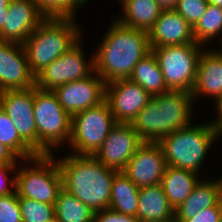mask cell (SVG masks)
Returning <instances> with one entry per match:
<instances>
[{
	"mask_svg": "<svg viewBox=\"0 0 222 222\" xmlns=\"http://www.w3.org/2000/svg\"><path fill=\"white\" fill-rule=\"evenodd\" d=\"M94 55L95 72L109 83L131 76L135 65L151 49L148 32L114 21Z\"/></svg>",
	"mask_w": 222,
	"mask_h": 222,
	"instance_id": "1",
	"label": "cell"
},
{
	"mask_svg": "<svg viewBox=\"0 0 222 222\" xmlns=\"http://www.w3.org/2000/svg\"><path fill=\"white\" fill-rule=\"evenodd\" d=\"M62 188L93 212L109 209L113 177L118 172L91 155L69 154L57 161Z\"/></svg>",
	"mask_w": 222,
	"mask_h": 222,
	"instance_id": "2",
	"label": "cell"
},
{
	"mask_svg": "<svg viewBox=\"0 0 222 222\" xmlns=\"http://www.w3.org/2000/svg\"><path fill=\"white\" fill-rule=\"evenodd\" d=\"M74 21L73 17L46 18L23 43L34 77L79 41L81 29Z\"/></svg>",
	"mask_w": 222,
	"mask_h": 222,
	"instance_id": "3",
	"label": "cell"
},
{
	"mask_svg": "<svg viewBox=\"0 0 222 222\" xmlns=\"http://www.w3.org/2000/svg\"><path fill=\"white\" fill-rule=\"evenodd\" d=\"M217 137H219L218 124L213 120L178 129L165 135L158 143L163 150L167 165L198 173Z\"/></svg>",
	"mask_w": 222,
	"mask_h": 222,
	"instance_id": "4",
	"label": "cell"
},
{
	"mask_svg": "<svg viewBox=\"0 0 222 222\" xmlns=\"http://www.w3.org/2000/svg\"><path fill=\"white\" fill-rule=\"evenodd\" d=\"M35 125L37 128V154L51 155V148L69 141L72 116L60 105L52 90L34 86Z\"/></svg>",
	"mask_w": 222,
	"mask_h": 222,
	"instance_id": "5",
	"label": "cell"
},
{
	"mask_svg": "<svg viewBox=\"0 0 222 222\" xmlns=\"http://www.w3.org/2000/svg\"><path fill=\"white\" fill-rule=\"evenodd\" d=\"M27 161L34 163L22 167L15 174L18 198L33 199L38 202L55 204L62 188V176L57 160L51 155H37Z\"/></svg>",
	"mask_w": 222,
	"mask_h": 222,
	"instance_id": "6",
	"label": "cell"
},
{
	"mask_svg": "<svg viewBox=\"0 0 222 222\" xmlns=\"http://www.w3.org/2000/svg\"><path fill=\"white\" fill-rule=\"evenodd\" d=\"M197 43L150 48L157 58L164 82L170 91L192 92L198 60L202 53Z\"/></svg>",
	"mask_w": 222,
	"mask_h": 222,
	"instance_id": "7",
	"label": "cell"
},
{
	"mask_svg": "<svg viewBox=\"0 0 222 222\" xmlns=\"http://www.w3.org/2000/svg\"><path fill=\"white\" fill-rule=\"evenodd\" d=\"M116 124L106 100L72 116L68 145L75 155L93 156Z\"/></svg>",
	"mask_w": 222,
	"mask_h": 222,
	"instance_id": "8",
	"label": "cell"
},
{
	"mask_svg": "<svg viewBox=\"0 0 222 222\" xmlns=\"http://www.w3.org/2000/svg\"><path fill=\"white\" fill-rule=\"evenodd\" d=\"M80 44L79 40L41 71L35 77V86L42 90L53 91L58 86L91 76L95 72L94 56L86 62Z\"/></svg>",
	"mask_w": 222,
	"mask_h": 222,
	"instance_id": "9",
	"label": "cell"
},
{
	"mask_svg": "<svg viewBox=\"0 0 222 222\" xmlns=\"http://www.w3.org/2000/svg\"><path fill=\"white\" fill-rule=\"evenodd\" d=\"M151 98L145 89L129 78L114 80L105 85V100L116 123H132Z\"/></svg>",
	"mask_w": 222,
	"mask_h": 222,
	"instance_id": "10",
	"label": "cell"
},
{
	"mask_svg": "<svg viewBox=\"0 0 222 222\" xmlns=\"http://www.w3.org/2000/svg\"><path fill=\"white\" fill-rule=\"evenodd\" d=\"M143 142L131 123H116L93 156L106 167L123 171Z\"/></svg>",
	"mask_w": 222,
	"mask_h": 222,
	"instance_id": "11",
	"label": "cell"
},
{
	"mask_svg": "<svg viewBox=\"0 0 222 222\" xmlns=\"http://www.w3.org/2000/svg\"><path fill=\"white\" fill-rule=\"evenodd\" d=\"M0 107L12 120L19 136L37 153L34 86L27 89L0 91Z\"/></svg>",
	"mask_w": 222,
	"mask_h": 222,
	"instance_id": "12",
	"label": "cell"
},
{
	"mask_svg": "<svg viewBox=\"0 0 222 222\" xmlns=\"http://www.w3.org/2000/svg\"><path fill=\"white\" fill-rule=\"evenodd\" d=\"M167 167L158 142H143L122 171L139 189L161 184Z\"/></svg>",
	"mask_w": 222,
	"mask_h": 222,
	"instance_id": "13",
	"label": "cell"
},
{
	"mask_svg": "<svg viewBox=\"0 0 222 222\" xmlns=\"http://www.w3.org/2000/svg\"><path fill=\"white\" fill-rule=\"evenodd\" d=\"M105 85L104 80L94 72L85 79L58 86L53 92L63 109L73 116L103 102L105 100Z\"/></svg>",
	"mask_w": 222,
	"mask_h": 222,
	"instance_id": "14",
	"label": "cell"
},
{
	"mask_svg": "<svg viewBox=\"0 0 222 222\" xmlns=\"http://www.w3.org/2000/svg\"><path fill=\"white\" fill-rule=\"evenodd\" d=\"M35 86L23 44L0 40V91Z\"/></svg>",
	"mask_w": 222,
	"mask_h": 222,
	"instance_id": "15",
	"label": "cell"
},
{
	"mask_svg": "<svg viewBox=\"0 0 222 222\" xmlns=\"http://www.w3.org/2000/svg\"><path fill=\"white\" fill-rule=\"evenodd\" d=\"M45 19L33 0H11L0 40L23 44Z\"/></svg>",
	"mask_w": 222,
	"mask_h": 222,
	"instance_id": "16",
	"label": "cell"
},
{
	"mask_svg": "<svg viewBox=\"0 0 222 222\" xmlns=\"http://www.w3.org/2000/svg\"><path fill=\"white\" fill-rule=\"evenodd\" d=\"M148 38L150 48L196 43L193 27L174 9L162 10Z\"/></svg>",
	"mask_w": 222,
	"mask_h": 222,
	"instance_id": "17",
	"label": "cell"
},
{
	"mask_svg": "<svg viewBox=\"0 0 222 222\" xmlns=\"http://www.w3.org/2000/svg\"><path fill=\"white\" fill-rule=\"evenodd\" d=\"M153 97L162 109L163 137L192 123V92L170 91Z\"/></svg>",
	"mask_w": 222,
	"mask_h": 222,
	"instance_id": "18",
	"label": "cell"
},
{
	"mask_svg": "<svg viewBox=\"0 0 222 222\" xmlns=\"http://www.w3.org/2000/svg\"><path fill=\"white\" fill-rule=\"evenodd\" d=\"M200 94L216 97V104L222 98V54L218 50H203L199 57L193 99Z\"/></svg>",
	"mask_w": 222,
	"mask_h": 222,
	"instance_id": "19",
	"label": "cell"
},
{
	"mask_svg": "<svg viewBox=\"0 0 222 222\" xmlns=\"http://www.w3.org/2000/svg\"><path fill=\"white\" fill-rule=\"evenodd\" d=\"M139 222H170L175 220V209L161 184L140 188L137 207Z\"/></svg>",
	"mask_w": 222,
	"mask_h": 222,
	"instance_id": "20",
	"label": "cell"
},
{
	"mask_svg": "<svg viewBox=\"0 0 222 222\" xmlns=\"http://www.w3.org/2000/svg\"><path fill=\"white\" fill-rule=\"evenodd\" d=\"M222 200V177L215 180H200L189 197L175 209V220L192 219L201 210L218 204Z\"/></svg>",
	"mask_w": 222,
	"mask_h": 222,
	"instance_id": "21",
	"label": "cell"
},
{
	"mask_svg": "<svg viewBox=\"0 0 222 222\" xmlns=\"http://www.w3.org/2000/svg\"><path fill=\"white\" fill-rule=\"evenodd\" d=\"M198 177V174L193 171L167 165L161 186L174 209H177L189 197L200 181Z\"/></svg>",
	"mask_w": 222,
	"mask_h": 222,
	"instance_id": "22",
	"label": "cell"
},
{
	"mask_svg": "<svg viewBox=\"0 0 222 222\" xmlns=\"http://www.w3.org/2000/svg\"><path fill=\"white\" fill-rule=\"evenodd\" d=\"M123 15L117 21L127 27L149 31L162 13L156 0H123Z\"/></svg>",
	"mask_w": 222,
	"mask_h": 222,
	"instance_id": "23",
	"label": "cell"
},
{
	"mask_svg": "<svg viewBox=\"0 0 222 222\" xmlns=\"http://www.w3.org/2000/svg\"><path fill=\"white\" fill-rule=\"evenodd\" d=\"M129 79L138 83L152 97L170 92L164 82L157 58L152 51L135 65Z\"/></svg>",
	"mask_w": 222,
	"mask_h": 222,
	"instance_id": "24",
	"label": "cell"
},
{
	"mask_svg": "<svg viewBox=\"0 0 222 222\" xmlns=\"http://www.w3.org/2000/svg\"><path fill=\"white\" fill-rule=\"evenodd\" d=\"M139 191L122 171H118L113 177L109 209L137 217Z\"/></svg>",
	"mask_w": 222,
	"mask_h": 222,
	"instance_id": "25",
	"label": "cell"
},
{
	"mask_svg": "<svg viewBox=\"0 0 222 222\" xmlns=\"http://www.w3.org/2000/svg\"><path fill=\"white\" fill-rule=\"evenodd\" d=\"M131 125L144 142H159L163 138V117L159 102L152 97Z\"/></svg>",
	"mask_w": 222,
	"mask_h": 222,
	"instance_id": "26",
	"label": "cell"
},
{
	"mask_svg": "<svg viewBox=\"0 0 222 222\" xmlns=\"http://www.w3.org/2000/svg\"><path fill=\"white\" fill-rule=\"evenodd\" d=\"M54 206L55 217L60 222H94L95 212L64 189L59 192Z\"/></svg>",
	"mask_w": 222,
	"mask_h": 222,
	"instance_id": "27",
	"label": "cell"
},
{
	"mask_svg": "<svg viewBox=\"0 0 222 222\" xmlns=\"http://www.w3.org/2000/svg\"><path fill=\"white\" fill-rule=\"evenodd\" d=\"M0 142L8 147L19 159L27 161L38 154L19 136L12 120L0 107Z\"/></svg>",
	"mask_w": 222,
	"mask_h": 222,
	"instance_id": "28",
	"label": "cell"
},
{
	"mask_svg": "<svg viewBox=\"0 0 222 222\" xmlns=\"http://www.w3.org/2000/svg\"><path fill=\"white\" fill-rule=\"evenodd\" d=\"M219 33H222V8L208 4L206 12L193 27L195 42L201 46L206 45Z\"/></svg>",
	"mask_w": 222,
	"mask_h": 222,
	"instance_id": "29",
	"label": "cell"
},
{
	"mask_svg": "<svg viewBox=\"0 0 222 222\" xmlns=\"http://www.w3.org/2000/svg\"><path fill=\"white\" fill-rule=\"evenodd\" d=\"M22 222H49L55 217V204L18 198Z\"/></svg>",
	"mask_w": 222,
	"mask_h": 222,
	"instance_id": "30",
	"label": "cell"
},
{
	"mask_svg": "<svg viewBox=\"0 0 222 222\" xmlns=\"http://www.w3.org/2000/svg\"><path fill=\"white\" fill-rule=\"evenodd\" d=\"M38 9L49 17H74L75 10L88 0H33ZM76 8V9H75Z\"/></svg>",
	"mask_w": 222,
	"mask_h": 222,
	"instance_id": "31",
	"label": "cell"
},
{
	"mask_svg": "<svg viewBox=\"0 0 222 222\" xmlns=\"http://www.w3.org/2000/svg\"><path fill=\"white\" fill-rule=\"evenodd\" d=\"M208 4V0H178L174 10L194 27L206 12Z\"/></svg>",
	"mask_w": 222,
	"mask_h": 222,
	"instance_id": "32",
	"label": "cell"
},
{
	"mask_svg": "<svg viewBox=\"0 0 222 222\" xmlns=\"http://www.w3.org/2000/svg\"><path fill=\"white\" fill-rule=\"evenodd\" d=\"M0 222H22L18 194L0 196Z\"/></svg>",
	"mask_w": 222,
	"mask_h": 222,
	"instance_id": "33",
	"label": "cell"
},
{
	"mask_svg": "<svg viewBox=\"0 0 222 222\" xmlns=\"http://www.w3.org/2000/svg\"><path fill=\"white\" fill-rule=\"evenodd\" d=\"M222 221V200L209 208L201 210L192 219L177 222H221Z\"/></svg>",
	"mask_w": 222,
	"mask_h": 222,
	"instance_id": "34",
	"label": "cell"
},
{
	"mask_svg": "<svg viewBox=\"0 0 222 222\" xmlns=\"http://www.w3.org/2000/svg\"><path fill=\"white\" fill-rule=\"evenodd\" d=\"M94 222H139V220L137 217L106 209L95 213Z\"/></svg>",
	"mask_w": 222,
	"mask_h": 222,
	"instance_id": "35",
	"label": "cell"
},
{
	"mask_svg": "<svg viewBox=\"0 0 222 222\" xmlns=\"http://www.w3.org/2000/svg\"><path fill=\"white\" fill-rule=\"evenodd\" d=\"M16 168V165H5V164H0V196L2 195H8L12 192H15L16 190V176L12 180H9L8 173L14 171ZM9 180V182H8ZM10 183L13 187V189H9L7 185ZM13 190V191H12Z\"/></svg>",
	"mask_w": 222,
	"mask_h": 222,
	"instance_id": "36",
	"label": "cell"
},
{
	"mask_svg": "<svg viewBox=\"0 0 222 222\" xmlns=\"http://www.w3.org/2000/svg\"><path fill=\"white\" fill-rule=\"evenodd\" d=\"M19 159L8 147L0 142V164L17 165Z\"/></svg>",
	"mask_w": 222,
	"mask_h": 222,
	"instance_id": "37",
	"label": "cell"
},
{
	"mask_svg": "<svg viewBox=\"0 0 222 222\" xmlns=\"http://www.w3.org/2000/svg\"><path fill=\"white\" fill-rule=\"evenodd\" d=\"M11 0H0V32L2 31L5 19L8 16V8Z\"/></svg>",
	"mask_w": 222,
	"mask_h": 222,
	"instance_id": "38",
	"label": "cell"
},
{
	"mask_svg": "<svg viewBox=\"0 0 222 222\" xmlns=\"http://www.w3.org/2000/svg\"><path fill=\"white\" fill-rule=\"evenodd\" d=\"M162 10L175 9L178 0H156Z\"/></svg>",
	"mask_w": 222,
	"mask_h": 222,
	"instance_id": "39",
	"label": "cell"
},
{
	"mask_svg": "<svg viewBox=\"0 0 222 222\" xmlns=\"http://www.w3.org/2000/svg\"><path fill=\"white\" fill-rule=\"evenodd\" d=\"M217 105V112H218V117L217 120H214L217 124H221L222 123V98L219 100V102L216 104Z\"/></svg>",
	"mask_w": 222,
	"mask_h": 222,
	"instance_id": "40",
	"label": "cell"
},
{
	"mask_svg": "<svg viewBox=\"0 0 222 222\" xmlns=\"http://www.w3.org/2000/svg\"><path fill=\"white\" fill-rule=\"evenodd\" d=\"M209 4L222 8V0H208Z\"/></svg>",
	"mask_w": 222,
	"mask_h": 222,
	"instance_id": "41",
	"label": "cell"
},
{
	"mask_svg": "<svg viewBox=\"0 0 222 222\" xmlns=\"http://www.w3.org/2000/svg\"><path fill=\"white\" fill-rule=\"evenodd\" d=\"M218 133H219V136L222 135V123L221 124H218Z\"/></svg>",
	"mask_w": 222,
	"mask_h": 222,
	"instance_id": "42",
	"label": "cell"
},
{
	"mask_svg": "<svg viewBox=\"0 0 222 222\" xmlns=\"http://www.w3.org/2000/svg\"><path fill=\"white\" fill-rule=\"evenodd\" d=\"M49 222H60L56 217H54L52 220H50Z\"/></svg>",
	"mask_w": 222,
	"mask_h": 222,
	"instance_id": "43",
	"label": "cell"
}]
</instances>
